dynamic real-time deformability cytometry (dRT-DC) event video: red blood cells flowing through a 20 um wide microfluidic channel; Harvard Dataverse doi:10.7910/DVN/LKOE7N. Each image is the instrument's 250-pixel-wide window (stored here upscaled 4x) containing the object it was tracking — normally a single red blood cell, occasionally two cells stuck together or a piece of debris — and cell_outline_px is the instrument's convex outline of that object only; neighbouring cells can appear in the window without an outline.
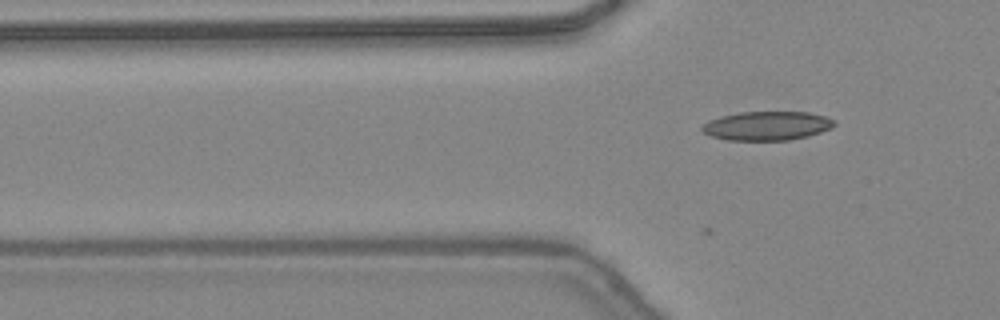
{"species": "common noctule bat (a hibernating species)", "species_latin": "Nyctalus noctula", "temperature_condition": "warm", "stored_images_in_passage": 14, "camera_frame_rate_fps": 3000, "um_per_image_px": 0.085, "animal": {"sex": "female", "body_mass_g": 24.6, "forearm_length_mm": 56.2}, "frame": {"image": 1, "passage_image": 2, "time_ms": 0.333, "image_size_px": [1000, 320], "cell_outline_px": [[836, 124], [832, 128], [808, 136], [788, 140], [728, 140], [712, 136], [704, 132], [700, 128], [708, 120], [720, 116], [740, 112], [808, 112], [828, 116], [836, 120]], "centroid_in_image_um": [65.23, 10.68], "position_along_channel_um": 60.6, "area_um2": 22.43}}
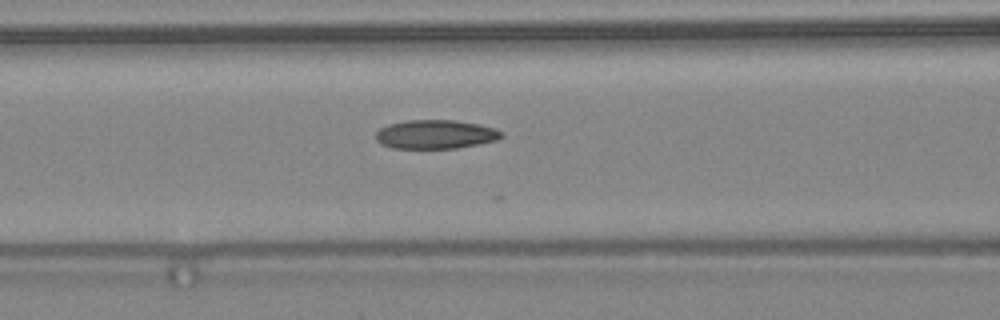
{"frame": {"image": 2, "passage_image": 7, "time_ms": 2.0, "image_size_px": [1000, 320], "cell_outline_px": [[504, 136], [496, 140], [456, 148], [392, 148], [380, 144], [376, 140], [376, 132], [380, 128], [388, 124], [408, 120], [456, 120], [496, 128], [504, 132]], "centroid_in_image_um": [37.01, 11.41], "position_along_channel_um": 129.6, "area_um2": 21.15}}
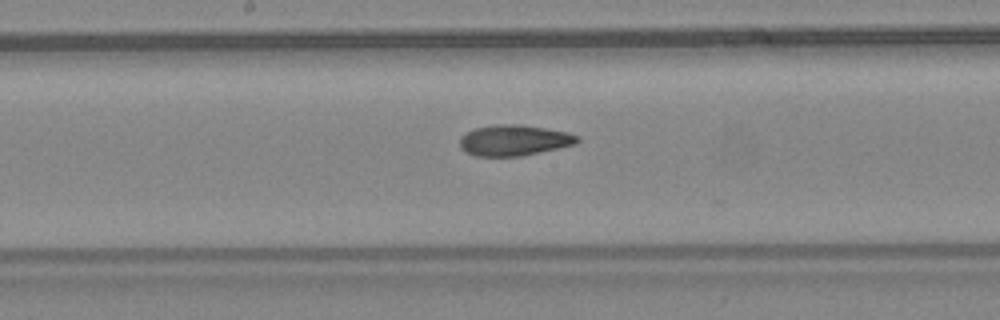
{"frame": {"image": 3, "passage_image": 12, "time_ms": 3.667, "image_size_px": [1000, 320], "cell_outline_px": [[580, 140], [576, 144], [520, 156], [476, 156], [464, 152], [460, 148], [460, 136], [476, 128], [496, 124], [520, 124], [568, 132], [580, 136]], "centroid_in_image_um": [43.69, 11.92], "position_along_channel_um": 204.5, "area_um2": 21.1}}